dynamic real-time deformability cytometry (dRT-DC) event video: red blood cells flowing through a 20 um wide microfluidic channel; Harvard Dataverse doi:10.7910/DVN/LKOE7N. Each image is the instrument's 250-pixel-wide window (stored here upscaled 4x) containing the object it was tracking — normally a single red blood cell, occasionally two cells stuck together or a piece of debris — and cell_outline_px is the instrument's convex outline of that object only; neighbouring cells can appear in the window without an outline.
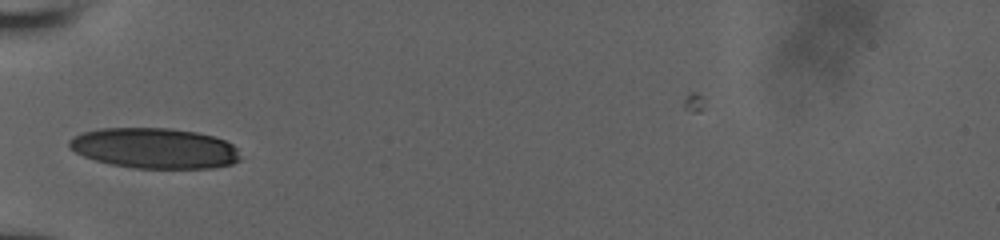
{"species": "human", "species_latin": "Homo sapiens", "temperature_condition": "room temperature", "stored_images_in_passage": 7, "camera_frame_rate_fps": 3000, "um_per_image_px": 0.085, "donor": {"sex": "male"}, "frame": {"image": 1, "passage_image": 1, "time_ms": 0.0, "image_size_px": [1000, 240], "cell_outline_px": [[240, 160], [232, 164], [212, 168], [136, 168], [112, 164], [96, 160], [84, 156], [68, 148], [68, 140], [72, 136], [80, 132], [100, 128], [172, 128], [196, 132], [212, 136], [224, 140], [232, 144], [236, 148], [240, 156]], "centroid_in_image_um": [13.11, 12.59], "position_along_channel_um": 71.9, "area_um2": 40.46}}
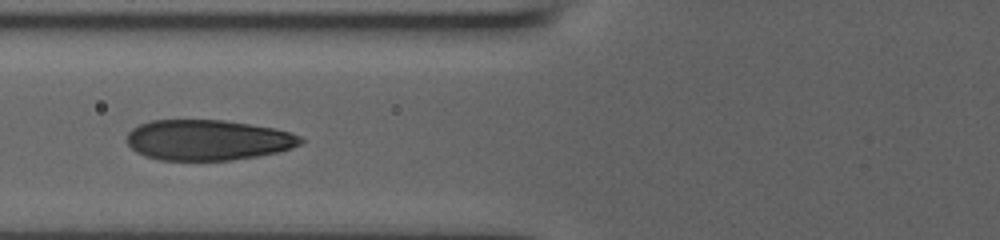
{"frame": {"image": 2, "passage_image": 6, "time_ms": 1.0, "image_size_px": [1000, 240], "cell_outline_px": [[304, 140], [300, 144], [292, 148], [280, 152], [232, 160], [160, 160], [144, 156], [136, 152], [128, 144], [128, 132], [132, 128], [140, 124], [152, 120], [224, 120], [272, 128], [288, 132], [300, 136]], "centroid_in_image_um": [17.65, 11.91], "position_along_channel_um": 108.1, "area_um2": 40.92}}